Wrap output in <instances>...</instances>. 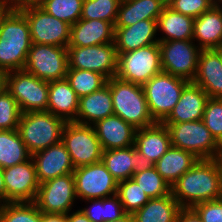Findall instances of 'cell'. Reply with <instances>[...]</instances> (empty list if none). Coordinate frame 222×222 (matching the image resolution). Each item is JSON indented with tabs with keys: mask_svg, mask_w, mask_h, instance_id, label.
Wrapping results in <instances>:
<instances>
[{
	"mask_svg": "<svg viewBox=\"0 0 222 222\" xmlns=\"http://www.w3.org/2000/svg\"><path fill=\"white\" fill-rule=\"evenodd\" d=\"M171 192L182 208L222 198V171L217 159L198 160L172 186Z\"/></svg>",
	"mask_w": 222,
	"mask_h": 222,
	"instance_id": "6da1fadb",
	"label": "cell"
},
{
	"mask_svg": "<svg viewBox=\"0 0 222 222\" xmlns=\"http://www.w3.org/2000/svg\"><path fill=\"white\" fill-rule=\"evenodd\" d=\"M31 45L25 15L20 10H10L0 25V73L23 70Z\"/></svg>",
	"mask_w": 222,
	"mask_h": 222,
	"instance_id": "7a4b0ae2",
	"label": "cell"
},
{
	"mask_svg": "<svg viewBox=\"0 0 222 222\" xmlns=\"http://www.w3.org/2000/svg\"><path fill=\"white\" fill-rule=\"evenodd\" d=\"M112 94L114 115L130 123L136 129L155 124L146 101L143 87L112 77L106 83Z\"/></svg>",
	"mask_w": 222,
	"mask_h": 222,
	"instance_id": "3957f363",
	"label": "cell"
},
{
	"mask_svg": "<svg viewBox=\"0 0 222 222\" xmlns=\"http://www.w3.org/2000/svg\"><path fill=\"white\" fill-rule=\"evenodd\" d=\"M66 121L48 111L27 112L20 117L18 131L33 154L61 142L62 130Z\"/></svg>",
	"mask_w": 222,
	"mask_h": 222,
	"instance_id": "277c9868",
	"label": "cell"
},
{
	"mask_svg": "<svg viewBox=\"0 0 222 222\" xmlns=\"http://www.w3.org/2000/svg\"><path fill=\"white\" fill-rule=\"evenodd\" d=\"M163 124L169 130L172 146L192 153L199 160L217 159L221 146L202 120Z\"/></svg>",
	"mask_w": 222,
	"mask_h": 222,
	"instance_id": "5b68a950",
	"label": "cell"
},
{
	"mask_svg": "<svg viewBox=\"0 0 222 222\" xmlns=\"http://www.w3.org/2000/svg\"><path fill=\"white\" fill-rule=\"evenodd\" d=\"M3 75L4 87L15 98L22 114L47 111L49 82L25 70L10 71Z\"/></svg>",
	"mask_w": 222,
	"mask_h": 222,
	"instance_id": "8992f818",
	"label": "cell"
},
{
	"mask_svg": "<svg viewBox=\"0 0 222 222\" xmlns=\"http://www.w3.org/2000/svg\"><path fill=\"white\" fill-rule=\"evenodd\" d=\"M188 83L183 78L161 72L142 86L149 112L155 122L162 123L168 117Z\"/></svg>",
	"mask_w": 222,
	"mask_h": 222,
	"instance_id": "52a82bcc",
	"label": "cell"
},
{
	"mask_svg": "<svg viewBox=\"0 0 222 222\" xmlns=\"http://www.w3.org/2000/svg\"><path fill=\"white\" fill-rule=\"evenodd\" d=\"M161 72V52L158 43L118 54V79L143 86Z\"/></svg>",
	"mask_w": 222,
	"mask_h": 222,
	"instance_id": "ba28073f",
	"label": "cell"
},
{
	"mask_svg": "<svg viewBox=\"0 0 222 222\" xmlns=\"http://www.w3.org/2000/svg\"><path fill=\"white\" fill-rule=\"evenodd\" d=\"M61 142L70 154L75 168L102 161L103 150L93 125L66 122Z\"/></svg>",
	"mask_w": 222,
	"mask_h": 222,
	"instance_id": "9c48e42d",
	"label": "cell"
},
{
	"mask_svg": "<svg viewBox=\"0 0 222 222\" xmlns=\"http://www.w3.org/2000/svg\"><path fill=\"white\" fill-rule=\"evenodd\" d=\"M23 70L47 82L65 79L68 70L67 47L32 43Z\"/></svg>",
	"mask_w": 222,
	"mask_h": 222,
	"instance_id": "30bf717a",
	"label": "cell"
},
{
	"mask_svg": "<svg viewBox=\"0 0 222 222\" xmlns=\"http://www.w3.org/2000/svg\"><path fill=\"white\" fill-rule=\"evenodd\" d=\"M192 41H159L162 72L193 82L201 49Z\"/></svg>",
	"mask_w": 222,
	"mask_h": 222,
	"instance_id": "8fae6325",
	"label": "cell"
},
{
	"mask_svg": "<svg viewBox=\"0 0 222 222\" xmlns=\"http://www.w3.org/2000/svg\"><path fill=\"white\" fill-rule=\"evenodd\" d=\"M68 68L102 74L107 80L116 77L118 53L114 43L79 47L67 46Z\"/></svg>",
	"mask_w": 222,
	"mask_h": 222,
	"instance_id": "7c38bea8",
	"label": "cell"
},
{
	"mask_svg": "<svg viewBox=\"0 0 222 222\" xmlns=\"http://www.w3.org/2000/svg\"><path fill=\"white\" fill-rule=\"evenodd\" d=\"M20 11L28 21L32 43L58 47L69 45L70 24L50 15L40 6L27 7Z\"/></svg>",
	"mask_w": 222,
	"mask_h": 222,
	"instance_id": "4fadbf2b",
	"label": "cell"
},
{
	"mask_svg": "<svg viewBox=\"0 0 222 222\" xmlns=\"http://www.w3.org/2000/svg\"><path fill=\"white\" fill-rule=\"evenodd\" d=\"M73 177L76 196L84 201L117 194L118 181L111 175L102 161L76 167Z\"/></svg>",
	"mask_w": 222,
	"mask_h": 222,
	"instance_id": "5bb4252c",
	"label": "cell"
},
{
	"mask_svg": "<svg viewBox=\"0 0 222 222\" xmlns=\"http://www.w3.org/2000/svg\"><path fill=\"white\" fill-rule=\"evenodd\" d=\"M75 199V182L70 173L41 183L34 203L42 213L67 214Z\"/></svg>",
	"mask_w": 222,
	"mask_h": 222,
	"instance_id": "9a60e30c",
	"label": "cell"
},
{
	"mask_svg": "<svg viewBox=\"0 0 222 222\" xmlns=\"http://www.w3.org/2000/svg\"><path fill=\"white\" fill-rule=\"evenodd\" d=\"M6 203L34 202L40 183L32 157L20 164L3 169Z\"/></svg>",
	"mask_w": 222,
	"mask_h": 222,
	"instance_id": "2e32d148",
	"label": "cell"
},
{
	"mask_svg": "<svg viewBox=\"0 0 222 222\" xmlns=\"http://www.w3.org/2000/svg\"><path fill=\"white\" fill-rule=\"evenodd\" d=\"M32 159L40 184L75 170L70 154L62 142L33 153Z\"/></svg>",
	"mask_w": 222,
	"mask_h": 222,
	"instance_id": "e0dca14e",
	"label": "cell"
},
{
	"mask_svg": "<svg viewBox=\"0 0 222 222\" xmlns=\"http://www.w3.org/2000/svg\"><path fill=\"white\" fill-rule=\"evenodd\" d=\"M135 147L144 165H154L172 146L166 125L155 124L139 128L135 133Z\"/></svg>",
	"mask_w": 222,
	"mask_h": 222,
	"instance_id": "ac0fdd59",
	"label": "cell"
},
{
	"mask_svg": "<svg viewBox=\"0 0 222 222\" xmlns=\"http://www.w3.org/2000/svg\"><path fill=\"white\" fill-rule=\"evenodd\" d=\"M193 83L210 98H222V49H202Z\"/></svg>",
	"mask_w": 222,
	"mask_h": 222,
	"instance_id": "d6986e66",
	"label": "cell"
},
{
	"mask_svg": "<svg viewBox=\"0 0 222 222\" xmlns=\"http://www.w3.org/2000/svg\"><path fill=\"white\" fill-rule=\"evenodd\" d=\"M93 127L103 151L127 148L135 144L137 129L117 115L98 120Z\"/></svg>",
	"mask_w": 222,
	"mask_h": 222,
	"instance_id": "ffe728a7",
	"label": "cell"
},
{
	"mask_svg": "<svg viewBox=\"0 0 222 222\" xmlns=\"http://www.w3.org/2000/svg\"><path fill=\"white\" fill-rule=\"evenodd\" d=\"M157 31V20H142L132 26L114 27V45L117 53H127L159 43L155 37Z\"/></svg>",
	"mask_w": 222,
	"mask_h": 222,
	"instance_id": "44dd1931",
	"label": "cell"
},
{
	"mask_svg": "<svg viewBox=\"0 0 222 222\" xmlns=\"http://www.w3.org/2000/svg\"><path fill=\"white\" fill-rule=\"evenodd\" d=\"M207 93L198 85L189 82L181 92L180 99L162 123H182L202 120Z\"/></svg>",
	"mask_w": 222,
	"mask_h": 222,
	"instance_id": "7402d4cb",
	"label": "cell"
},
{
	"mask_svg": "<svg viewBox=\"0 0 222 222\" xmlns=\"http://www.w3.org/2000/svg\"><path fill=\"white\" fill-rule=\"evenodd\" d=\"M106 43H114V25L111 22L79 19L71 25L68 46L87 47Z\"/></svg>",
	"mask_w": 222,
	"mask_h": 222,
	"instance_id": "603a6c76",
	"label": "cell"
},
{
	"mask_svg": "<svg viewBox=\"0 0 222 222\" xmlns=\"http://www.w3.org/2000/svg\"><path fill=\"white\" fill-rule=\"evenodd\" d=\"M195 39L201 50L222 49V4L213 5L194 20L193 41Z\"/></svg>",
	"mask_w": 222,
	"mask_h": 222,
	"instance_id": "cb8c5ba5",
	"label": "cell"
},
{
	"mask_svg": "<svg viewBox=\"0 0 222 222\" xmlns=\"http://www.w3.org/2000/svg\"><path fill=\"white\" fill-rule=\"evenodd\" d=\"M113 114L112 94L106 84L100 90L79 98L78 112L73 122L94 125L98 120Z\"/></svg>",
	"mask_w": 222,
	"mask_h": 222,
	"instance_id": "d4e9b609",
	"label": "cell"
},
{
	"mask_svg": "<svg viewBox=\"0 0 222 222\" xmlns=\"http://www.w3.org/2000/svg\"><path fill=\"white\" fill-rule=\"evenodd\" d=\"M79 97L65 79L49 82L47 111L66 122L76 119Z\"/></svg>",
	"mask_w": 222,
	"mask_h": 222,
	"instance_id": "484cf974",
	"label": "cell"
},
{
	"mask_svg": "<svg viewBox=\"0 0 222 222\" xmlns=\"http://www.w3.org/2000/svg\"><path fill=\"white\" fill-rule=\"evenodd\" d=\"M167 0H121L114 27L132 26L142 20H157Z\"/></svg>",
	"mask_w": 222,
	"mask_h": 222,
	"instance_id": "4316f807",
	"label": "cell"
},
{
	"mask_svg": "<svg viewBox=\"0 0 222 222\" xmlns=\"http://www.w3.org/2000/svg\"><path fill=\"white\" fill-rule=\"evenodd\" d=\"M102 162L118 182L132 178L134 172L144 165L135 145L103 151Z\"/></svg>",
	"mask_w": 222,
	"mask_h": 222,
	"instance_id": "83f0119b",
	"label": "cell"
},
{
	"mask_svg": "<svg viewBox=\"0 0 222 222\" xmlns=\"http://www.w3.org/2000/svg\"><path fill=\"white\" fill-rule=\"evenodd\" d=\"M199 159L192 153L171 146L153 165L156 171L172 186L184 173L190 170Z\"/></svg>",
	"mask_w": 222,
	"mask_h": 222,
	"instance_id": "f1b7e54d",
	"label": "cell"
},
{
	"mask_svg": "<svg viewBox=\"0 0 222 222\" xmlns=\"http://www.w3.org/2000/svg\"><path fill=\"white\" fill-rule=\"evenodd\" d=\"M182 207L173 197L152 198L138 211L132 214L133 222H177Z\"/></svg>",
	"mask_w": 222,
	"mask_h": 222,
	"instance_id": "f546056e",
	"label": "cell"
},
{
	"mask_svg": "<svg viewBox=\"0 0 222 222\" xmlns=\"http://www.w3.org/2000/svg\"><path fill=\"white\" fill-rule=\"evenodd\" d=\"M194 20L166 5L157 19L158 31L161 30L165 36L157 39L159 41L193 40Z\"/></svg>",
	"mask_w": 222,
	"mask_h": 222,
	"instance_id": "4dcf8cb0",
	"label": "cell"
},
{
	"mask_svg": "<svg viewBox=\"0 0 222 222\" xmlns=\"http://www.w3.org/2000/svg\"><path fill=\"white\" fill-rule=\"evenodd\" d=\"M32 154L25 146L18 129L0 130V167L2 169L29 160Z\"/></svg>",
	"mask_w": 222,
	"mask_h": 222,
	"instance_id": "1f68e13d",
	"label": "cell"
},
{
	"mask_svg": "<svg viewBox=\"0 0 222 222\" xmlns=\"http://www.w3.org/2000/svg\"><path fill=\"white\" fill-rule=\"evenodd\" d=\"M85 202H90L92 205L80 210L92 222H108L119 219L126 214L117 194L100 199H90Z\"/></svg>",
	"mask_w": 222,
	"mask_h": 222,
	"instance_id": "d6a6232c",
	"label": "cell"
},
{
	"mask_svg": "<svg viewBox=\"0 0 222 222\" xmlns=\"http://www.w3.org/2000/svg\"><path fill=\"white\" fill-rule=\"evenodd\" d=\"M146 195L159 198L171 193L170 184L156 171L153 165H143L132 176Z\"/></svg>",
	"mask_w": 222,
	"mask_h": 222,
	"instance_id": "836d02e7",
	"label": "cell"
},
{
	"mask_svg": "<svg viewBox=\"0 0 222 222\" xmlns=\"http://www.w3.org/2000/svg\"><path fill=\"white\" fill-rule=\"evenodd\" d=\"M66 80L79 98L100 90L107 83L100 73L75 68H68Z\"/></svg>",
	"mask_w": 222,
	"mask_h": 222,
	"instance_id": "e575fe53",
	"label": "cell"
},
{
	"mask_svg": "<svg viewBox=\"0 0 222 222\" xmlns=\"http://www.w3.org/2000/svg\"><path fill=\"white\" fill-rule=\"evenodd\" d=\"M0 222H41V211L34 202L0 204Z\"/></svg>",
	"mask_w": 222,
	"mask_h": 222,
	"instance_id": "d590c367",
	"label": "cell"
},
{
	"mask_svg": "<svg viewBox=\"0 0 222 222\" xmlns=\"http://www.w3.org/2000/svg\"><path fill=\"white\" fill-rule=\"evenodd\" d=\"M117 195L127 214L138 211L150 199L132 178L118 182Z\"/></svg>",
	"mask_w": 222,
	"mask_h": 222,
	"instance_id": "8d00e7d4",
	"label": "cell"
},
{
	"mask_svg": "<svg viewBox=\"0 0 222 222\" xmlns=\"http://www.w3.org/2000/svg\"><path fill=\"white\" fill-rule=\"evenodd\" d=\"M121 0H84L81 18L104 20L115 25Z\"/></svg>",
	"mask_w": 222,
	"mask_h": 222,
	"instance_id": "74e56055",
	"label": "cell"
},
{
	"mask_svg": "<svg viewBox=\"0 0 222 222\" xmlns=\"http://www.w3.org/2000/svg\"><path fill=\"white\" fill-rule=\"evenodd\" d=\"M84 0H44L40 5L50 15L70 25L81 18Z\"/></svg>",
	"mask_w": 222,
	"mask_h": 222,
	"instance_id": "f35d334b",
	"label": "cell"
},
{
	"mask_svg": "<svg viewBox=\"0 0 222 222\" xmlns=\"http://www.w3.org/2000/svg\"><path fill=\"white\" fill-rule=\"evenodd\" d=\"M22 112L15 98L4 87L0 91V130H16Z\"/></svg>",
	"mask_w": 222,
	"mask_h": 222,
	"instance_id": "ab89813d",
	"label": "cell"
},
{
	"mask_svg": "<svg viewBox=\"0 0 222 222\" xmlns=\"http://www.w3.org/2000/svg\"><path fill=\"white\" fill-rule=\"evenodd\" d=\"M202 121L210 130L212 137L222 145V98H208Z\"/></svg>",
	"mask_w": 222,
	"mask_h": 222,
	"instance_id": "60d3db41",
	"label": "cell"
},
{
	"mask_svg": "<svg viewBox=\"0 0 222 222\" xmlns=\"http://www.w3.org/2000/svg\"><path fill=\"white\" fill-rule=\"evenodd\" d=\"M216 3L213 0H167L174 11L196 19Z\"/></svg>",
	"mask_w": 222,
	"mask_h": 222,
	"instance_id": "b9f144b4",
	"label": "cell"
},
{
	"mask_svg": "<svg viewBox=\"0 0 222 222\" xmlns=\"http://www.w3.org/2000/svg\"><path fill=\"white\" fill-rule=\"evenodd\" d=\"M202 222H222V198L200 202L192 207Z\"/></svg>",
	"mask_w": 222,
	"mask_h": 222,
	"instance_id": "7bdbcfd3",
	"label": "cell"
},
{
	"mask_svg": "<svg viewBox=\"0 0 222 222\" xmlns=\"http://www.w3.org/2000/svg\"><path fill=\"white\" fill-rule=\"evenodd\" d=\"M177 222H202L192 208H182L178 214Z\"/></svg>",
	"mask_w": 222,
	"mask_h": 222,
	"instance_id": "ee69618b",
	"label": "cell"
},
{
	"mask_svg": "<svg viewBox=\"0 0 222 222\" xmlns=\"http://www.w3.org/2000/svg\"><path fill=\"white\" fill-rule=\"evenodd\" d=\"M44 0H10L11 10H22L27 7L40 6Z\"/></svg>",
	"mask_w": 222,
	"mask_h": 222,
	"instance_id": "f6af8a7d",
	"label": "cell"
},
{
	"mask_svg": "<svg viewBox=\"0 0 222 222\" xmlns=\"http://www.w3.org/2000/svg\"><path fill=\"white\" fill-rule=\"evenodd\" d=\"M41 222H67V215L41 212Z\"/></svg>",
	"mask_w": 222,
	"mask_h": 222,
	"instance_id": "bcb514c9",
	"label": "cell"
},
{
	"mask_svg": "<svg viewBox=\"0 0 222 222\" xmlns=\"http://www.w3.org/2000/svg\"><path fill=\"white\" fill-rule=\"evenodd\" d=\"M67 222H92L80 209L76 212H68Z\"/></svg>",
	"mask_w": 222,
	"mask_h": 222,
	"instance_id": "7dc6e473",
	"label": "cell"
},
{
	"mask_svg": "<svg viewBox=\"0 0 222 222\" xmlns=\"http://www.w3.org/2000/svg\"><path fill=\"white\" fill-rule=\"evenodd\" d=\"M6 203V188L4 182L3 169L0 167V204Z\"/></svg>",
	"mask_w": 222,
	"mask_h": 222,
	"instance_id": "c3c4849f",
	"label": "cell"
},
{
	"mask_svg": "<svg viewBox=\"0 0 222 222\" xmlns=\"http://www.w3.org/2000/svg\"><path fill=\"white\" fill-rule=\"evenodd\" d=\"M108 222H133V217H132V214L126 213L121 218L116 219V220H112V221H108Z\"/></svg>",
	"mask_w": 222,
	"mask_h": 222,
	"instance_id": "681fc988",
	"label": "cell"
},
{
	"mask_svg": "<svg viewBox=\"0 0 222 222\" xmlns=\"http://www.w3.org/2000/svg\"><path fill=\"white\" fill-rule=\"evenodd\" d=\"M10 8H0V25L3 20V17L10 11Z\"/></svg>",
	"mask_w": 222,
	"mask_h": 222,
	"instance_id": "f907efd6",
	"label": "cell"
},
{
	"mask_svg": "<svg viewBox=\"0 0 222 222\" xmlns=\"http://www.w3.org/2000/svg\"><path fill=\"white\" fill-rule=\"evenodd\" d=\"M0 8H10V0H0Z\"/></svg>",
	"mask_w": 222,
	"mask_h": 222,
	"instance_id": "816d5d0a",
	"label": "cell"
},
{
	"mask_svg": "<svg viewBox=\"0 0 222 222\" xmlns=\"http://www.w3.org/2000/svg\"><path fill=\"white\" fill-rule=\"evenodd\" d=\"M217 160L219 161L220 167H221V171H222V145L220 147V152L218 154Z\"/></svg>",
	"mask_w": 222,
	"mask_h": 222,
	"instance_id": "f5cc1de1",
	"label": "cell"
},
{
	"mask_svg": "<svg viewBox=\"0 0 222 222\" xmlns=\"http://www.w3.org/2000/svg\"><path fill=\"white\" fill-rule=\"evenodd\" d=\"M0 83H4V75L0 73Z\"/></svg>",
	"mask_w": 222,
	"mask_h": 222,
	"instance_id": "db71d44e",
	"label": "cell"
},
{
	"mask_svg": "<svg viewBox=\"0 0 222 222\" xmlns=\"http://www.w3.org/2000/svg\"><path fill=\"white\" fill-rule=\"evenodd\" d=\"M216 4H222V0H214Z\"/></svg>",
	"mask_w": 222,
	"mask_h": 222,
	"instance_id": "11a10c76",
	"label": "cell"
},
{
	"mask_svg": "<svg viewBox=\"0 0 222 222\" xmlns=\"http://www.w3.org/2000/svg\"><path fill=\"white\" fill-rule=\"evenodd\" d=\"M4 88V83H0V91Z\"/></svg>",
	"mask_w": 222,
	"mask_h": 222,
	"instance_id": "9f6ffc18",
	"label": "cell"
}]
</instances>
